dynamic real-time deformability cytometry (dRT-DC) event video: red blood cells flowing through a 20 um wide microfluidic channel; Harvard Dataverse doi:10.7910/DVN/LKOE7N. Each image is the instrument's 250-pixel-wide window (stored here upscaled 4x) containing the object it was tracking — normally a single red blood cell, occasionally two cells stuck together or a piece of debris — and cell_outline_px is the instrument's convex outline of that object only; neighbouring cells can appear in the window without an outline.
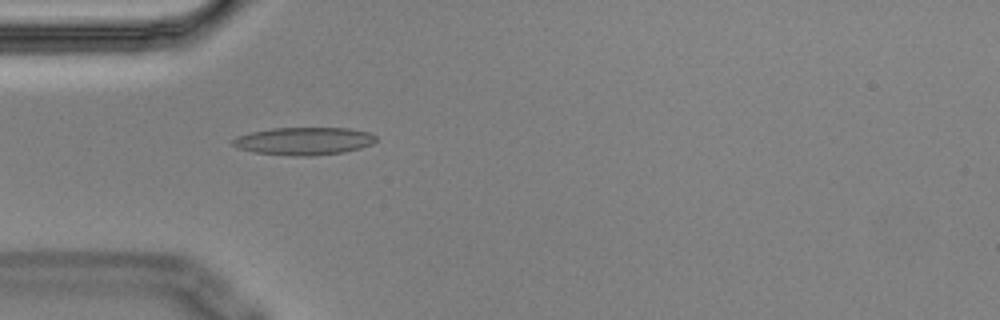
{"species": "Egyptian fruit bat (a non-hibernating species)", "species_latin": "Rousettus aegyptiacus", "temperature_condition": "cold", "stored_images_in_passage": 3, "camera_frame_rate_fps": 3000, "um_per_image_px": 0.085, "animal": {"sex": "male"}, "frame": {"image": 1, "passage_image": 3, "time_ms": 0.667, "image_size_px": [1000, 320], "cell_outline_px": [[376, 140], [372, 144], [360, 148], [344, 152], [312, 156], [292, 156], [252, 152], [240, 148], [232, 144], [232, 140], [236, 136], [252, 132], [272, 128], [348, 128], [368, 132], [376, 136]], "centroid_in_image_um": [25.83, 11.99], "position_along_channel_um": 59.2, "area_um2": 23.12}}